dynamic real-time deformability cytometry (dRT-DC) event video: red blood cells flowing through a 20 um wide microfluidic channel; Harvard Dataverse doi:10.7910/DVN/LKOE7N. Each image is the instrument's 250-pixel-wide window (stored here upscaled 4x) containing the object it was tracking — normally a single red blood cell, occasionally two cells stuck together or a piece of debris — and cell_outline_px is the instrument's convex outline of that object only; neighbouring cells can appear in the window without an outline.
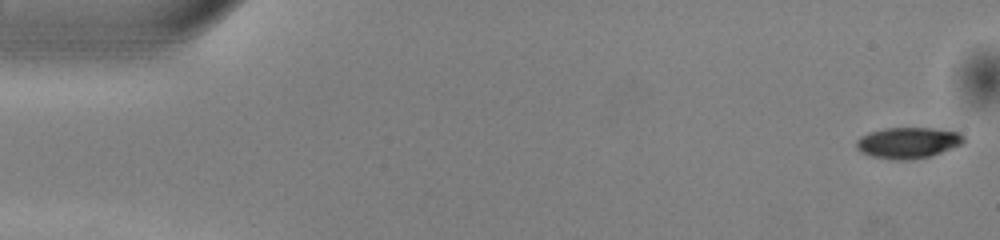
{"species": "common noctule bat (a hibernating species)", "species_latin": "Nyctalus noctula", "temperature_condition": "warm", "stored_images_in_passage": 51, "camera_frame_rate_fps": 3000, "um_per_image_px": 0.085, "animal": {"sex": "male", "body_mass_g": 13.0, "forearm_length_mm": 53.1}, "frame": {"image": 1, "passage_image": 1, "time_ms": 0.0, "image_size_px": [1000, 240], "cell_outline_px": [[964, 140], [960, 144], [940, 152], [928, 156], [908, 160], [896, 160], [872, 156], [860, 152], [856, 148], [856, 140], [860, 136], [868, 132], [884, 128], [932, 128], [960, 132], [964, 136]], "centroid_in_image_um": [77.12, 12.12], "position_along_channel_um": 7.9, "area_um2": 19.31}}
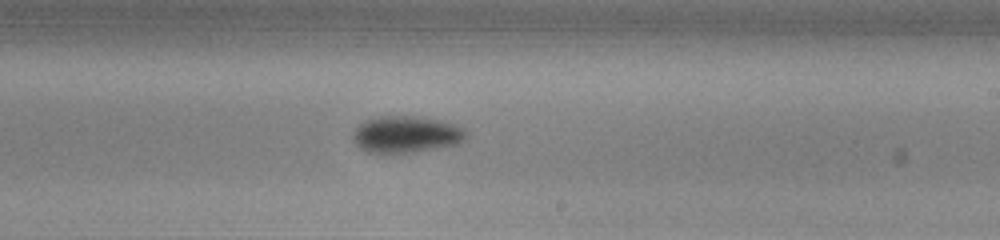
{"frame": {"image": 2, "passage_image": 30, "time_ms": 9.667, "image_size_px": [1000, 240], "cell_outline_px": [[468, 136], [464, 140], [456, 144], [412, 152], [368, 152], [360, 148], [352, 140], [352, 136], [356, 128], [364, 120], [380, 116], [420, 116], [444, 120], [464, 128]], "centroid_in_image_um": [34.53, 11.39], "position_along_channel_um": 254.5, "area_um2": 24.22}}
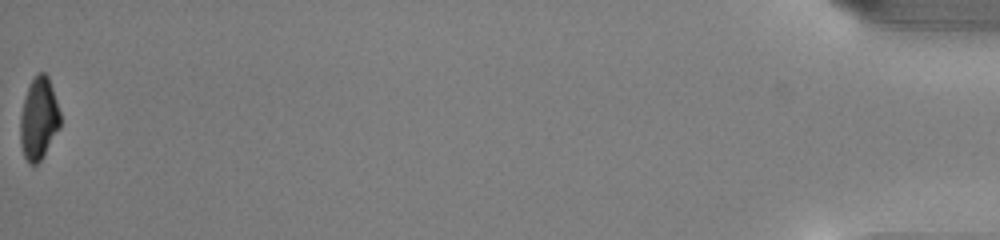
{"frame": {"image": 3, "passage_image": 51, "time_ms": 16.667, "image_size_px": [1000, 240], "cell_outline_px": [[60, 128], [40, 160], [36, 164], [28, 164], [24, 156], [20, 144], [20, 116], [24, 100], [28, 88], [32, 80], [40, 72], [44, 72], [48, 76], [60, 112]], "centroid_in_image_um": [3.29, 10.11], "position_along_channel_um": 431.9, "area_um2": 18.9}, "authors_computed_cell_mechanics": {"area_um2": 21.386, "velocity_mm_per_s": 4.0503, "shape_relaxation_time_tau1_ms": 2.5753, "shape_relaxation_time_tau2_ms": null, "deformation_change_tau1": 0.1285, "deformation_change_tau2": null}}